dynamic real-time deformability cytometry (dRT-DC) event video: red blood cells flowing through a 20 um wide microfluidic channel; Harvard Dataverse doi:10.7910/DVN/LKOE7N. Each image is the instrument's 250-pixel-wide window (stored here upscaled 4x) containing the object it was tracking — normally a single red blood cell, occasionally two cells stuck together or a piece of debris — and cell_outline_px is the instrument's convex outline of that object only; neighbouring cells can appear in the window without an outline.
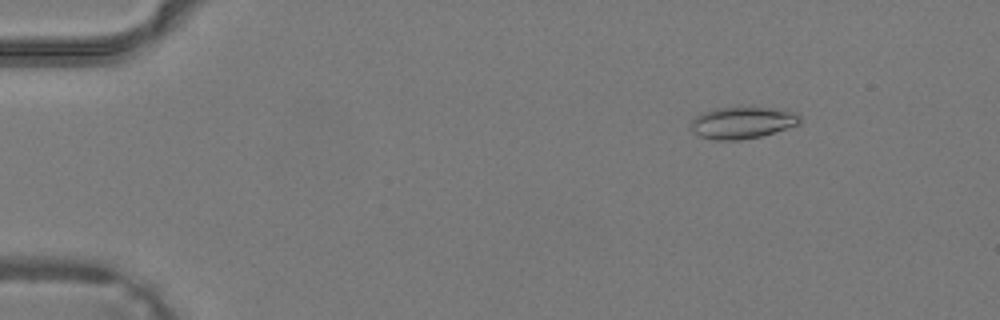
{"species": "common noctule bat (a hibernating species)", "species_latin": "Nyctalus noctula", "temperature_condition": "warm", "stored_images_in_passage": 40, "camera_frame_rate_fps": 3000, "um_per_image_px": 0.085, "animal": {"sex": "male", "body_mass_g": 19.2, "forearm_length_mm": 51.8}, "frame": {"image": 1, "passage_image": 6, "time_ms": 1.667, "image_size_px": [1000, 320], "cell_outline_px": [[800, 124], [760, 136], [740, 140], [716, 140], [700, 136], [692, 132], [692, 120], [700, 112], [716, 108], [768, 108], [796, 112], [800, 116]], "centroid_in_image_um": [63.08, 10.43], "position_along_channel_um": 21.9, "area_um2": 19.94}}
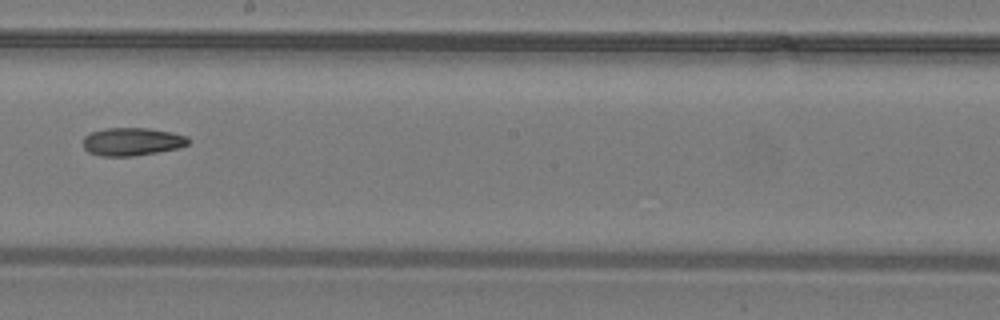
{"frame": {"image": 2, "passage_image": 24, "time_ms": 7.667, "image_size_px": [1000, 320], "cell_outline_px": [[188, 144], [176, 148], [156, 152], [132, 156], [100, 156], [88, 152], [84, 148], [84, 136], [92, 132], [104, 128], [148, 128], [172, 132], [188, 136]], "centroid_in_image_um": [11.2, 12.03], "position_along_channel_um": 237.0, "area_um2": 17.05}}
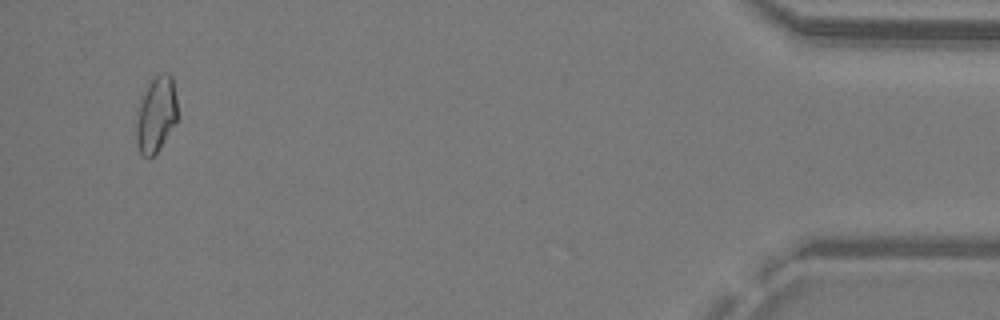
{"frame": {"image": 3, "passage_image": 39, "time_ms": 12.667, "image_size_px": [1000, 320], "cell_outline_px": [[176, 124], [160, 148], [148, 160], [140, 156], [136, 144], [136, 108], [148, 84], [160, 72], [168, 72], [172, 76], [176, 100]], "centroid_in_image_um": [13.23, 9.77], "position_along_channel_um": 422.0, "area_um2": 18.61}}